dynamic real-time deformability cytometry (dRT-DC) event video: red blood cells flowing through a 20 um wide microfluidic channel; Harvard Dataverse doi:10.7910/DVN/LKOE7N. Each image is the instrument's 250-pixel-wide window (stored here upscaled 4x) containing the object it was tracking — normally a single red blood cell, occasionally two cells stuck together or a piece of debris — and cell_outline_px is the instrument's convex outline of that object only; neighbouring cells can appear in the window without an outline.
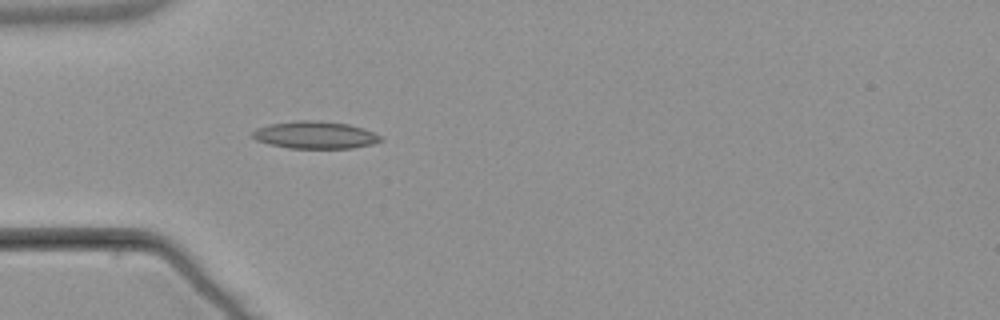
{"species": "common noctule bat (a hibernating species)", "species_latin": "Nyctalus noctula", "temperature_condition": "warm", "stored_images_in_passage": 4, "camera_frame_rate_fps": 3000, "um_per_image_px": 0.085, "animal": {"sex": "male", "body_mass_g": 21.5, "forearm_length_mm": 52.0}, "frame": {"image": 1, "passage_image": 4, "time_ms": 5.0, "image_size_px": [1000, 320], "cell_outline_px": [[384, 140], [372, 144], [352, 148], [288, 148], [268, 144], [256, 140], [252, 136], [252, 132], [256, 128], [268, 124], [296, 120], [312, 120], [348, 124], [364, 128], [380, 136]], "centroid_in_image_um": [26.76, 11.47], "position_along_channel_um": 58.2, "area_um2": 20.46}}